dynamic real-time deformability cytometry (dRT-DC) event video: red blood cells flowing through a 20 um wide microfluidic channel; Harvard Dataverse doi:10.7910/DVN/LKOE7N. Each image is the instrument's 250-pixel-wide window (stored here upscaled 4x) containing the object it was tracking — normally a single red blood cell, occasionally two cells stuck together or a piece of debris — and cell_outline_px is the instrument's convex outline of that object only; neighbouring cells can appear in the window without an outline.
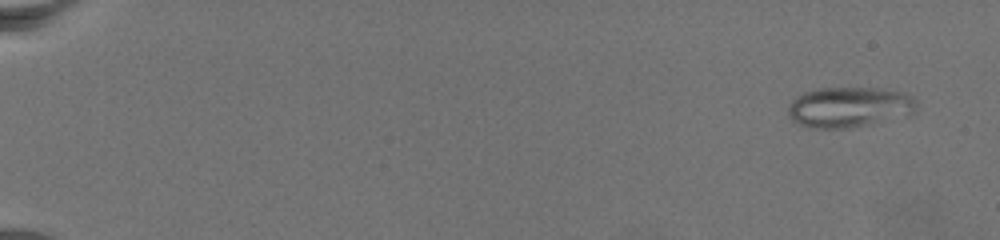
{"species": "common noctule bat (a hibernating species)", "species_latin": "Nyctalus noctula", "temperature_condition": "warm", "stored_images_in_passage": 72, "camera_frame_rate_fps": 3000, "um_per_image_px": 0.085, "animal": {"sex": "female", "body_mass_g": 19.5, "forearm_length_mm": 54.1}, "frame": {"image": 1, "passage_image": 2, "time_ms": 0.333, "image_size_px": [1000, 240], "cell_outline_px": [[916, 112], [908, 116], [872, 124], [848, 128], [816, 128], [800, 124], [792, 120], [788, 116], [788, 104], [796, 96], [804, 92], [816, 88], [876, 88], [904, 92], [916, 100]], "centroid_in_image_um": [72.2, 9.11], "position_along_channel_um": 12.8, "area_um2": 30.58}}
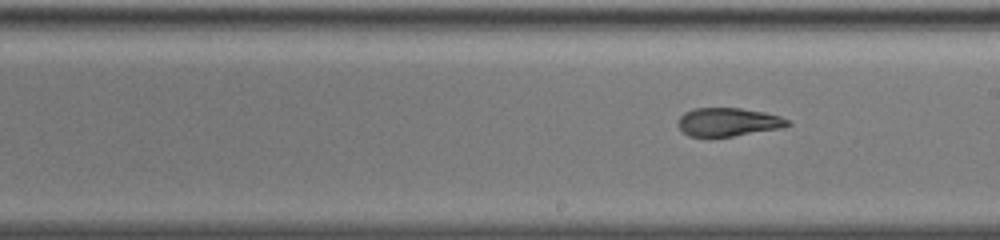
{"frame": {"image": 2, "passage_image": 43, "time_ms": 14.0, "image_size_px": [1000, 240], "cell_outline_px": [[792, 124], [784, 128], [732, 136], [688, 136], [676, 124], [680, 116], [684, 112], [692, 108], [740, 108], [764, 112], [780, 116], [788, 120]], "centroid_in_image_um": [61.9, 10.36], "position_along_channel_um": 227.1, "area_um2": 18.21}}
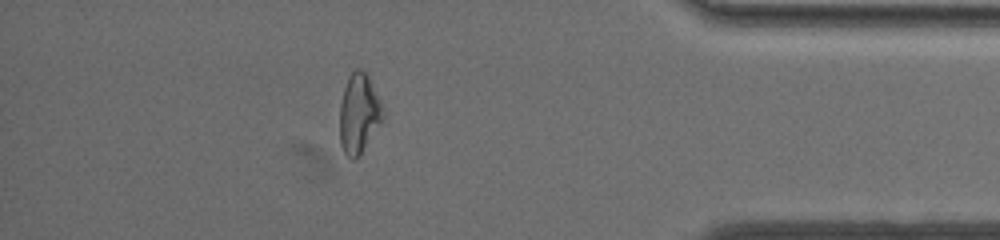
{"frame": {"image": 3, "passage_image": 64, "time_ms": 21.0, "image_size_px": [1000, 240], "cell_outline_px": [[384, 116], [356, 160], [352, 160], [344, 152], [340, 144], [340, 104], [344, 88], [348, 76], [356, 68], [360, 68], [368, 76], [384, 108]], "centroid_in_image_um": [30.49, 9.64], "position_along_channel_um": 404.7, "area_um2": 19.77}}